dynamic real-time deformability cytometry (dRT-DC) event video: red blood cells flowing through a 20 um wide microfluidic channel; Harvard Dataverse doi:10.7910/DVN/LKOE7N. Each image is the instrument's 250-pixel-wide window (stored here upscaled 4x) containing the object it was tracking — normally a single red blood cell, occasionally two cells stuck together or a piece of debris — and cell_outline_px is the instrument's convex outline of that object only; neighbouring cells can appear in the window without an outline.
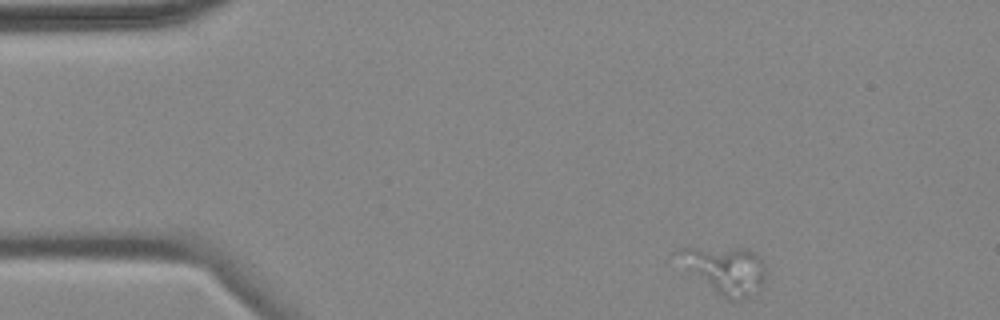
{"species": "common noctule bat (a hibernating species)", "species_latin": "Nyctalus noctula", "temperature_condition": "cold", "stored_images_in_passage": 6, "camera_frame_rate_fps": 3000, "um_per_image_px": 0.085, "animal": {"sex": "female", "body_mass_g": 18.4}, "frame": {"image": 1, "passage_image": 1, "time_ms": 0.0, "image_size_px": [1000, 320], "cell_outline_px": [[764, 284], [748, 296], [740, 300], [720, 296], [692, 272], [676, 252], [684, 248], [748, 248], [756, 252], [764, 260]], "centroid_in_image_um": [61.76, 22.92], "position_along_channel_um": 23.2, "area_um2": 23.18}}
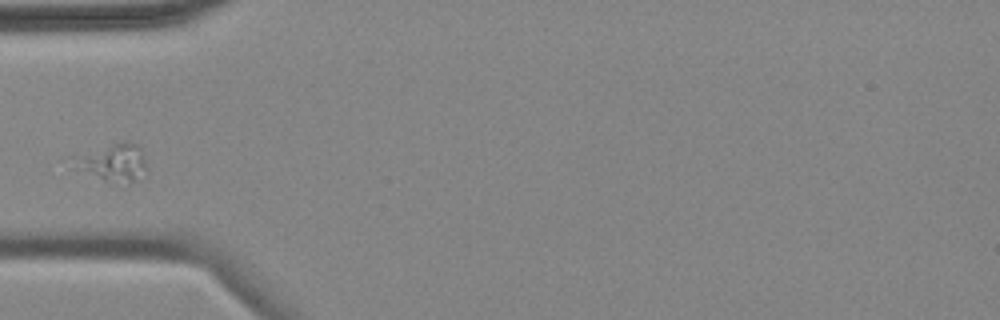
{"frame": {"image": 2, "passage_image": 4, "time_ms": 3.667, "image_size_px": [1000, 320], "cell_outline_px": [[144, 168], [136, 180], [124, 188], [112, 184], [72, 168], [64, 156], [124, 140], [140, 144], [144, 156]], "centroid_in_image_um": [9.43, 13.82], "position_along_channel_um": 75.6, "area_um2": 17.46}}
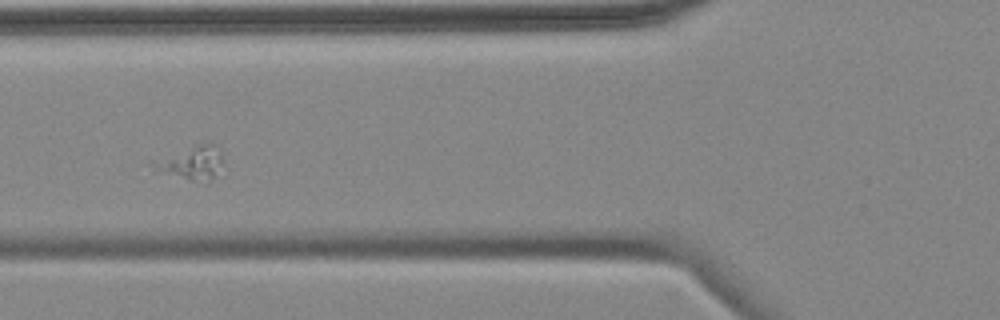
{"frame": {"image": 3, "passage_image": 5, "time_ms": 4.667, "image_size_px": [1000, 320], "cell_outline_px": [[224, 164], [212, 180], [208, 184], [152, 172], [148, 164], [148, 160], [200, 144], [212, 144], [220, 156]], "centroid_in_image_um": [16.12, 13.92], "position_along_channel_um": 109.7, "area_um2": 14.16}}